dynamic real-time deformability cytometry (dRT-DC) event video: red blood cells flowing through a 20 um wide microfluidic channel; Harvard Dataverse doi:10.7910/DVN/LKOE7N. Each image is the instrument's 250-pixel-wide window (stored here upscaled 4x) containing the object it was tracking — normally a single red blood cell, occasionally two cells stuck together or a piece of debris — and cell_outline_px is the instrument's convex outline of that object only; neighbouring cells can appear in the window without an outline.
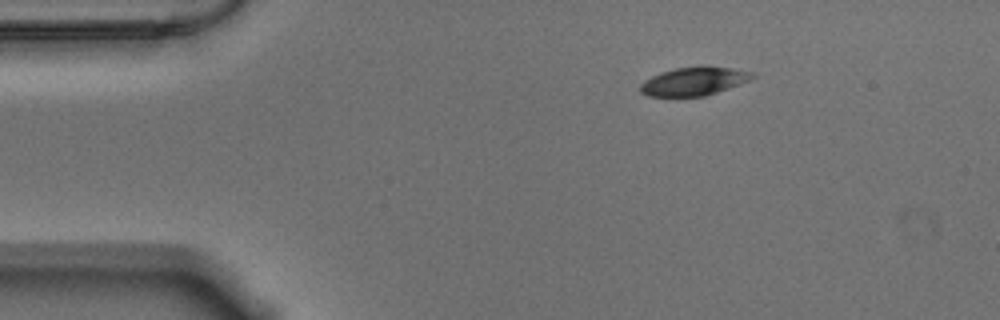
{"species": "Egyptian fruit bat (a non-hibernating species)", "species_latin": "Rousettus aegyptiacus", "temperature_condition": "warm", "stored_images_in_passage": 8, "camera_frame_rate_fps": 3000, "um_per_image_px": 0.085, "animal": {"sex": "male"}, "frame": {"image": 1, "passage_image": 1, "time_ms": 0.0, "image_size_px": [1000, 320], "cell_outline_px": [[756, 76], [740, 84], [704, 96], [648, 96], [640, 92], [640, 84], [644, 80], [652, 76], [676, 68], [704, 64], [708, 64], [756, 72]], "centroid_in_image_um": [59.02, 6.87], "position_along_channel_um": 26.0, "area_um2": 18.79}}